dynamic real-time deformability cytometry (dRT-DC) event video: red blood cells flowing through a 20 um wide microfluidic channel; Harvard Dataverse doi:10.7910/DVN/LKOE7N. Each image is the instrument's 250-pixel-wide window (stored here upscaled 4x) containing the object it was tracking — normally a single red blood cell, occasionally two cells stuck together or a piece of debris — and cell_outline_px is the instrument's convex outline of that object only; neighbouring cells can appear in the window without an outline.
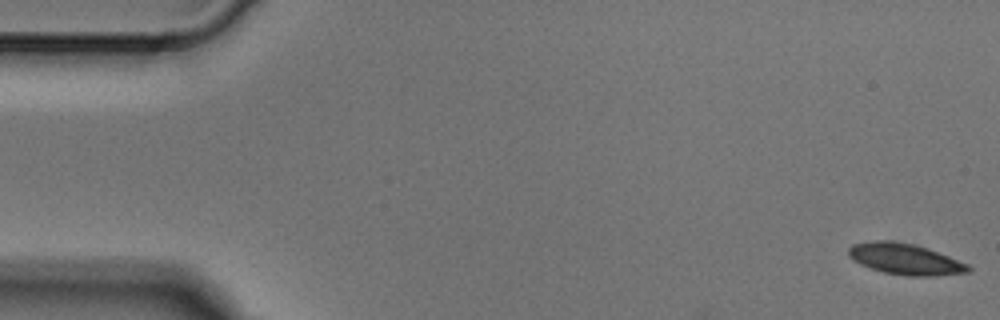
{"species": "Egyptian fruit bat (a non-hibernating species)", "species_latin": "Rousettus aegyptiacus", "temperature_condition": "cold", "stored_images_in_passage": 5, "camera_frame_rate_fps": 3000, "um_per_image_px": 0.085, "animal": {"sex": "male"}, "frame": {"image": 1, "passage_image": 1, "time_ms": 0.0, "image_size_px": [1000, 320], "cell_outline_px": [[972, 268], [968, 272], [932, 276], [908, 276], [884, 272], [860, 264], [852, 260], [848, 256], [848, 248], [852, 244], [872, 240], [892, 240], [912, 244], [928, 248], [968, 264]], "centroid_in_image_um": [76.9, 22.01], "position_along_channel_um": 8.1, "area_um2": 21.68}}